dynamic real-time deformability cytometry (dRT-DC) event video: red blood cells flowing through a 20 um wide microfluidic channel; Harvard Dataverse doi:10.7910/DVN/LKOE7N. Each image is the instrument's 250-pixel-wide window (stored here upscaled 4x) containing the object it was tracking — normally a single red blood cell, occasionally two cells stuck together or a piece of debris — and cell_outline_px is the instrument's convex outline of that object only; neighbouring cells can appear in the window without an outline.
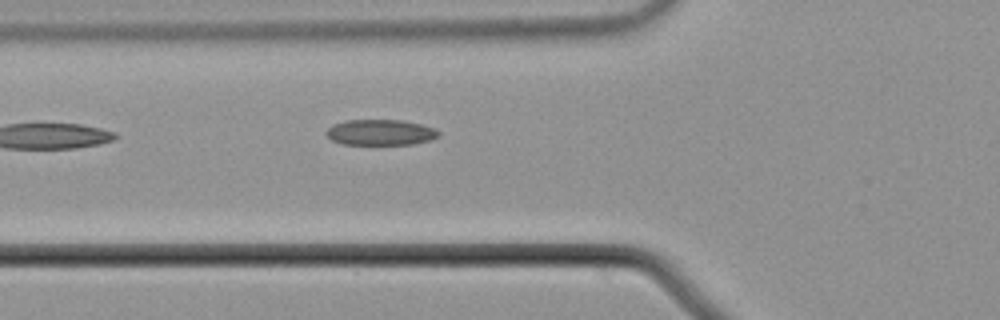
{"species": "common noctule bat (a hibernating species)", "species_latin": "Nyctalus noctula", "temperature_condition": "cold", "stored_images_in_passage": 39, "camera_frame_rate_fps": 3000, "um_per_image_px": 0.085, "animal": {"sex": "male", "body_mass_g": 21.5, "forearm_length_mm": 52.0}, "frame": {"image": 1, "passage_image": 4, "time_ms": 1.0, "image_size_px": [1000, 320], "cell_outline_px": [[440, 136], [432, 140], [412, 144], [344, 144], [332, 140], [324, 132], [332, 124], [344, 120], [400, 120], [420, 124], [436, 128], [440, 132]], "centroid_in_image_um": [32.36, 11.25], "position_along_channel_um": 93.4, "area_um2": 16.94}}
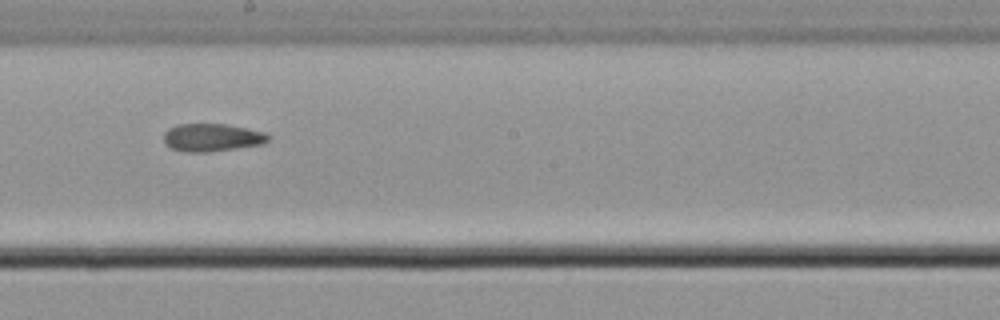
{"frame": {"image": 2, "passage_image": 15, "time_ms": 4.667, "image_size_px": [1000, 320], "cell_outline_px": [[272, 136], [268, 140], [260, 144], [236, 148], [208, 152], [184, 152], [172, 148], [164, 144], [164, 132], [168, 128], [176, 124], [224, 124], [264, 132]], "centroid_in_image_um": [17.97, 11.69], "position_along_channel_um": 230.2, "area_um2": 16.88}}
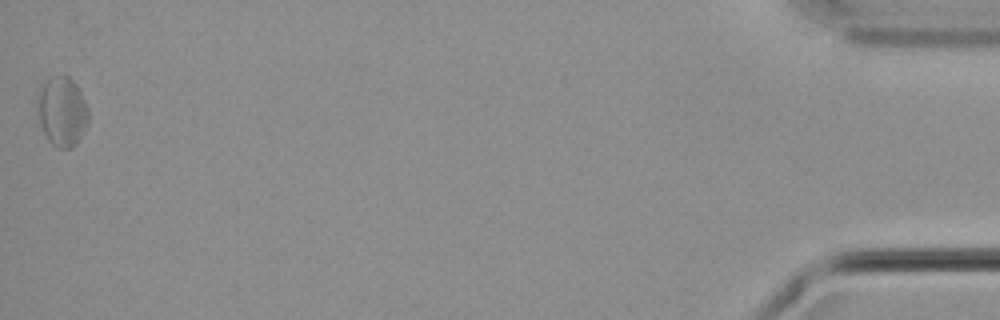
{"frame": {"image": 3, "passage_image": 39, "time_ms": 12.667, "image_size_px": [1000, 320], "cell_outline_px": [[88, 120], [80, 136], [72, 148], [56, 148], [48, 140], [40, 124], [36, 112], [36, 92], [40, 84], [52, 76], [68, 76], [76, 84], [88, 108]], "centroid_in_image_um": [5.21, 9.44], "position_along_channel_um": 430.0, "area_um2": 20.87}, "authors_computed_cell_mechanics": {"area_um2": 17.3978, "velocity_mm_per_s": 3.725, "shape_relaxation_time_tau1_ms": null, "shape_relaxation_time_tau2_ms": 6.9649, "deformation_change_tau1": null, "deformation_change_tau2": 0.1463}}